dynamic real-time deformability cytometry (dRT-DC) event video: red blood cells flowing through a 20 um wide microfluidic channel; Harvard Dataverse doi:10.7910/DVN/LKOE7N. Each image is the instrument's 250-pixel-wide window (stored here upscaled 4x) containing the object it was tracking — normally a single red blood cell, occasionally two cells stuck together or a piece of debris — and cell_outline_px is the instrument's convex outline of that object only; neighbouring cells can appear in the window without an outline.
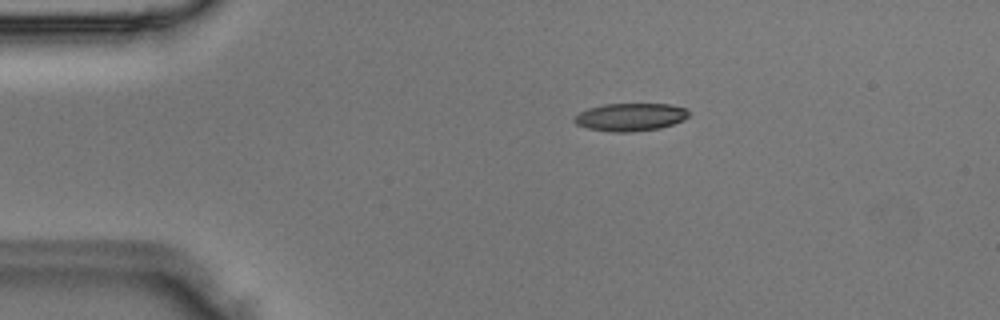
{"species": "Egyptian fruit bat (a non-hibernating species)", "species_latin": "Rousettus aegyptiacus", "temperature_condition": "room temperature", "stored_images_in_passage": 40, "camera_frame_rate_fps": 3000, "um_per_image_px": 0.085, "animal": {"sex": "male"}, "frame": {"image": 1, "passage_image": 1, "time_ms": 0.0, "image_size_px": [1000, 320], "cell_outline_px": [[692, 112], [684, 120], [660, 128], [632, 132], [612, 132], [588, 128], [576, 124], [572, 120], [580, 112], [588, 108], [604, 104], [668, 104], [688, 108]], "centroid_in_image_um": [53.62, 9.94], "position_along_channel_um": 31.4, "area_um2": 18.67}}
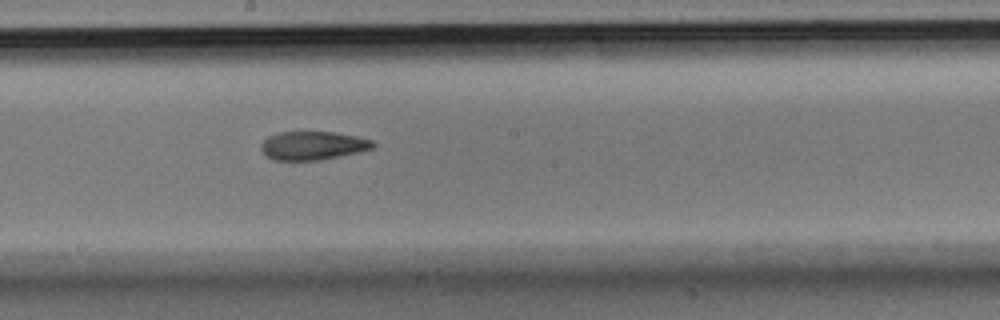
{"frame": {"image": 2, "passage_image": 18, "time_ms": 5.667, "image_size_px": [1000, 320], "cell_outline_px": [[376, 148], [360, 152], [320, 160], [276, 160], [268, 156], [260, 148], [260, 144], [268, 136], [280, 132], [332, 132], [356, 136], [372, 140], [376, 144]], "centroid_in_image_um": [26.63, 12.37], "position_along_channel_um": 221.6, "area_um2": 18.61}}
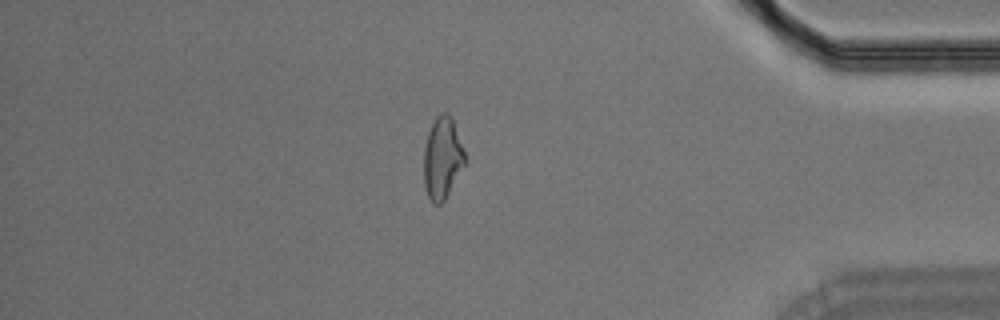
{"frame": {"image": 3, "passage_image": 33, "time_ms": 10.667, "image_size_px": [1000, 320], "cell_outline_px": [[464, 164], [444, 200], [440, 204], [432, 204], [428, 196], [424, 184], [424, 148], [428, 132], [436, 116], [440, 112], [448, 112], [452, 116], [464, 152]], "centroid_in_image_um": [37.58, 13.4], "position_along_channel_um": 397.6, "area_um2": 19.31}}